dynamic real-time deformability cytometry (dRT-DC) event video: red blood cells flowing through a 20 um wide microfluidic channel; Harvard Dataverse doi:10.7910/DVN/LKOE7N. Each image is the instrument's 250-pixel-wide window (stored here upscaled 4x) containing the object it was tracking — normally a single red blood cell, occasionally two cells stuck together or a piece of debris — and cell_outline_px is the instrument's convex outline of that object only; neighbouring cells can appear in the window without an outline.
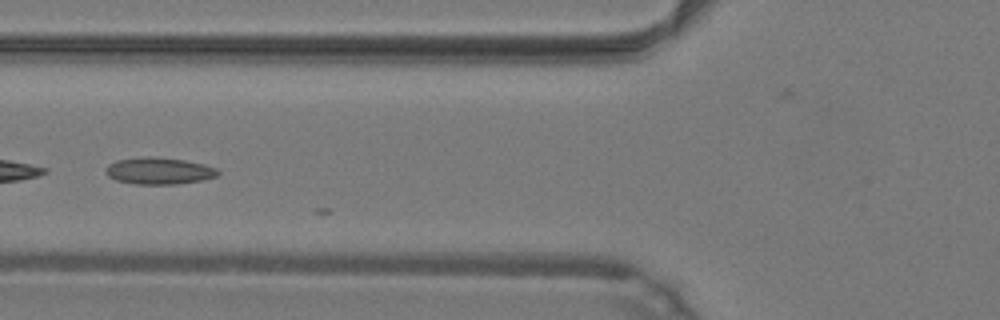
{"species": "common noctule bat (a hibernating species)", "species_latin": "Nyctalus noctula", "temperature_condition": "warm", "stored_images_in_passage": 18, "camera_frame_rate_fps": 3000, "um_per_image_px": 0.085, "animal": {"sex": "male", "body_mass_g": 19.2, "forearm_length_mm": 51.8}, "frame": {"image": 1, "passage_image": 14, "time_ms": 4.333, "image_size_px": [1000, 320], "cell_outline_px": [[220, 172], [216, 176], [200, 180], [176, 184], [136, 184], [116, 180], [108, 176], [104, 172], [108, 164], [116, 160], [148, 156], [152, 156], [184, 160], [204, 164], [216, 168]], "centroid_in_image_um": [13.48, 14.52], "position_along_channel_um": 112.3, "area_um2": 17.46}}
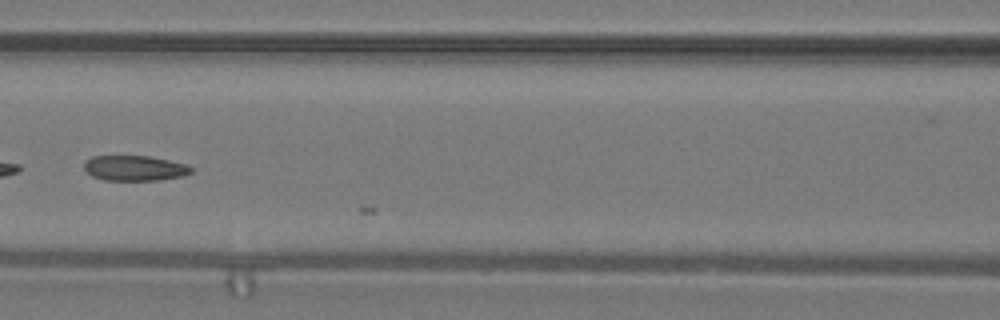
{"frame": {"image": 2, "passage_image": 17, "time_ms": 5.333, "image_size_px": [1000, 320], "cell_outline_px": [[192, 172], [184, 176], [160, 180], [104, 180], [92, 176], [84, 168], [84, 164], [92, 156], [148, 156], [168, 160], [184, 164], [192, 168]], "centroid_in_image_um": [11.45, 14.3], "position_along_channel_um": 155.1, "area_um2": 15.61}}